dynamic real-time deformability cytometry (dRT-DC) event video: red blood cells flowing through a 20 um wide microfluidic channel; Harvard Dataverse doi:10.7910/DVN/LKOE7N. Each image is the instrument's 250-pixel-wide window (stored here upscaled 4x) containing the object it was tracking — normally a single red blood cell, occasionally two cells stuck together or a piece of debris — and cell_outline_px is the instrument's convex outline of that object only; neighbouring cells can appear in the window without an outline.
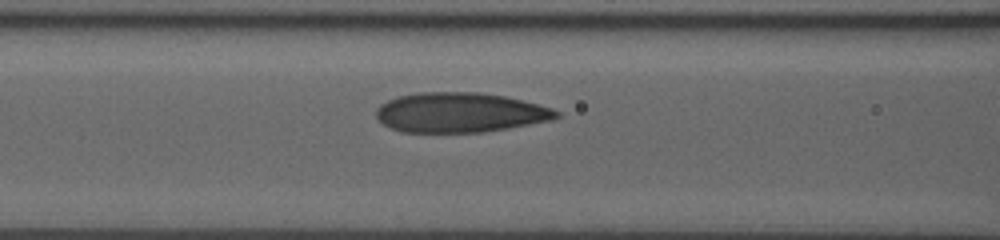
{"species": "human", "species_latin": "Homo sapiens", "temperature_condition": "room temperature", "stored_images_in_passage": 34, "camera_frame_rate_fps": 3000, "um_per_image_px": 0.085, "donor": {"sex": "male"}, "frame": {"image": 1, "passage_image": 12, "time_ms": 3.667, "image_size_px": [1000, 240], "cell_outline_px": [[560, 116], [552, 120], [508, 128], [484, 132], [400, 132], [384, 124], [376, 116], [376, 108], [380, 104], [396, 96], [416, 92], [480, 92], [504, 96], [552, 108], [560, 112]], "centroid_in_image_um": [39.07, 9.56], "position_along_channel_um": 127.5, "area_um2": 41.85}}
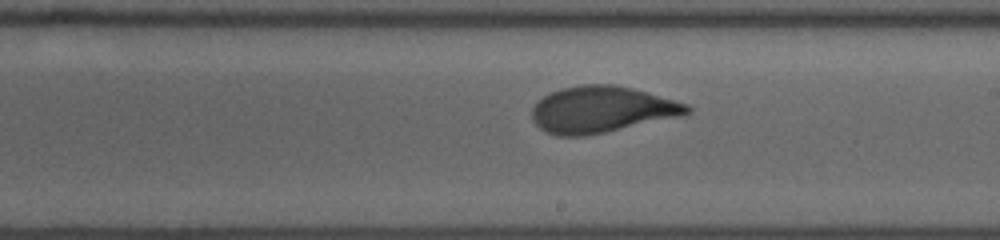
{"frame": {"image": 2, "passage_image": 20, "time_ms": 6.333, "image_size_px": [1000, 240], "cell_outline_px": [[692, 112], [684, 116], [584, 136], [556, 136], [544, 132], [532, 120], [532, 108], [536, 100], [560, 88], [580, 84], [612, 84], [632, 88], [648, 92], [688, 104], [692, 108]], "centroid_in_image_um": [51.14, 9.31], "position_along_channel_um": 237.9, "area_um2": 42.31}}
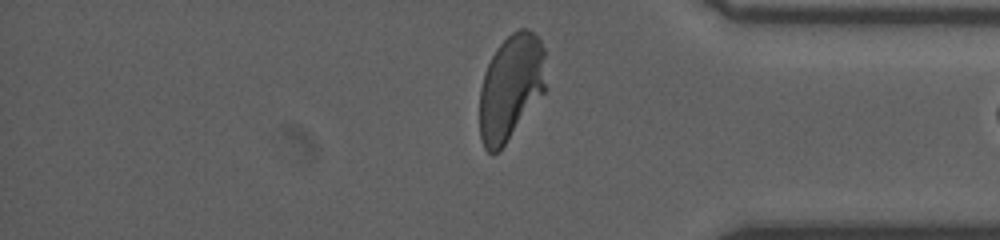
{"frame": {"image": 3, "passage_image": 32, "time_ms": 10.333, "image_size_px": [1000, 240], "cell_outline_px": [[544, 92], [500, 152], [492, 156], [484, 148], [480, 136], [480, 88], [484, 72], [496, 48], [512, 32], [520, 28], [528, 28], [540, 40], [544, 48]], "centroid_in_image_um": [43.39, 7.46], "position_along_channel_um": 391.8, "area_um2": 40.86}}